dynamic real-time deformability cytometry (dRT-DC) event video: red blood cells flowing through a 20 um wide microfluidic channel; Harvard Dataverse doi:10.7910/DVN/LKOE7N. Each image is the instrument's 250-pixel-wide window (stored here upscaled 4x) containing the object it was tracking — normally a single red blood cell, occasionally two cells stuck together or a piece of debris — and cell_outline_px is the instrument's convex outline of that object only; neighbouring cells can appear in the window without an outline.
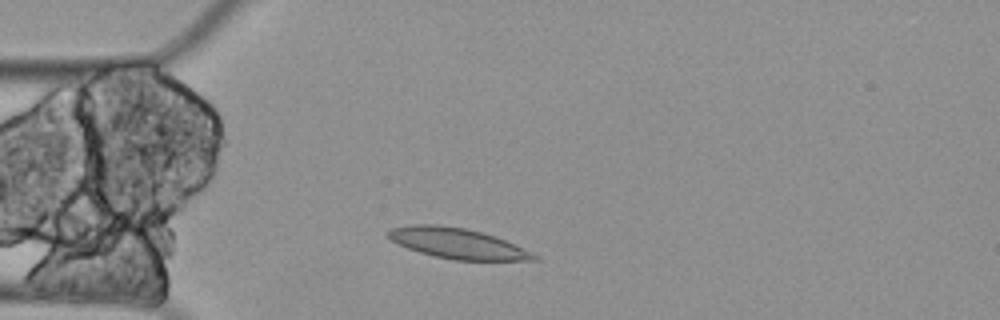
{"species": "Egyptian fruit bat (a non-hibernating species)", "species_latin": "Rousettus aegyptiacus", "temperature_condition": "cold", "stored_images_in_passage": 3, "camera_frame_rate_fps": 3000, "um_per_image_px": 0.085, "animal": {"sex": "female"}, "frame": {"image": 1, "passage_image": 1, "time_ms": 0.0, "image_size_px": [1000, 320], "cell_outline_px": [[540, 260], [452, 260], [420, 252], [408, 248], [392, 240], [384, 232], [392, 228], [412, 224], [436, 224], [464, 228], [480, 232], [504, 240], [532, 252]], "centroid_in_image_um": [38.84, 20.68], "position_along_channel_um": 46.2, "area_um2": 25.43}}
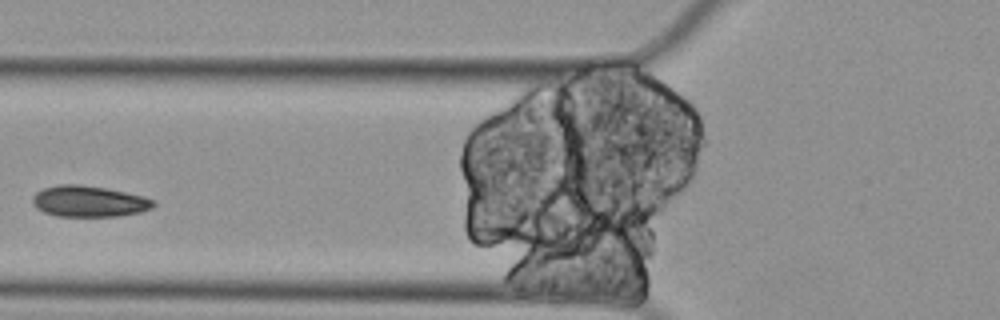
{"frame": {"image": 2, "passage_image": 3, "time_ms": 0.667, "image_size_px": [1000, 320], "cell_outline_px": [[156, 204], [152, 208], [140, 212], [120, 216], [56, 216], [44, 212], [36, 208], [32, 204], [32, 196], [36, 192], [44, 188], [56, 184], [80, 184], [104, 188], [144, 196], [156, 200]], "centroid_in_image_um": [7.55, 17.11], "position_along_channel_um": 118.2, "area_um2": 22.08}}